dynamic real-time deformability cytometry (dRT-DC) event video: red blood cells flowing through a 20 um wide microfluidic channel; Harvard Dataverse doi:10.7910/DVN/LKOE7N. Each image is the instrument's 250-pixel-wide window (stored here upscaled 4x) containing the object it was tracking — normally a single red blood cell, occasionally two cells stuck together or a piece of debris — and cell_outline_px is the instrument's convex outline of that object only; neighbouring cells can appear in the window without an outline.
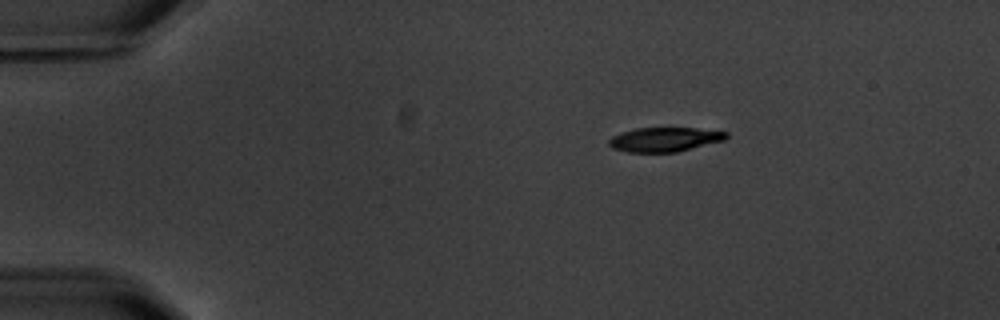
{"species": "common noctule bat (a hibernating species)", "species_latin": "Nyctalus noctula", "temperature_condition": "warm", "stored_images_in_passage": 6, "camera_frame_rate_fps": 3000, "um_per_image_px": 0.085, "animal": {"sex": "male", "body_mass_g": 20.1, "forearm_length_mm": 53.5}, "frame": {"image": 1, "passage_image": 6, "time_ms": 6.0, "image_size_px": [1000, 320], "cell_outline_px": [[728, 136], [724, 140], [676, 152], [628, 152], [612, 148], [608, 144], [608, 140], [612, 136], [636, 128], [696, 128], [728, 132]], "centroid_in_image_um": [56.48, 11.85], "position_along_channel_um": 28.5, "area_um2": 16.47}}